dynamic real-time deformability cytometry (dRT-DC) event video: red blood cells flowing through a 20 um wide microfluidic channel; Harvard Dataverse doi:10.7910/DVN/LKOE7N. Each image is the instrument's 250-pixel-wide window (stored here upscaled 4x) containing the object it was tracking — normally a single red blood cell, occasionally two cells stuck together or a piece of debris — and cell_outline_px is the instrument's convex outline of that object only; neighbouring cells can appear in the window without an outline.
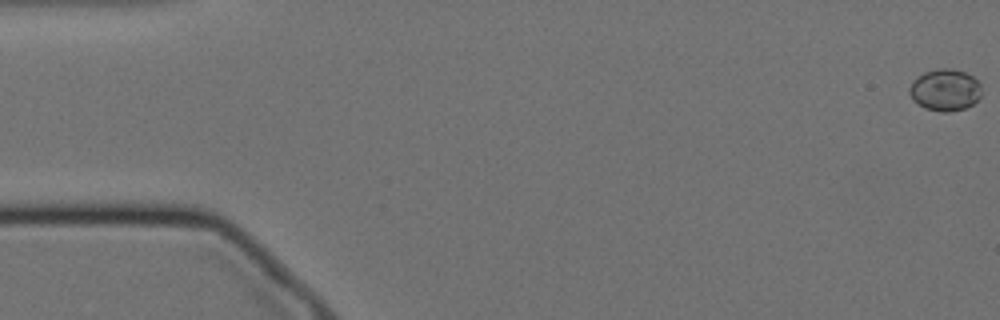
{"species": "Egyptian fruit bat (a non-hibernating species)", "species_latin": "Rousettus aegyptiacus", "temperature_condition": "cold", "stored_images_in_passage": 58, "camera_frame_rate_fps": 3000, "um_per_image_px": 0.085, "animal": {"sex": "female"}, "frame": {"image": 1, "passage_image": 1, "time_ms": 0.0, "image_size_px": [1000, 320], "cell_outline_px": [[980, 96], [972, 104], [964, 108], [948, 112], [940, 112], [924, 108], [912, 100], [908, 92], [908, 88], [912, 80], [916, 76], [924, 72], [940, 68], [952, 68], [964, 72], [972, 76], [980, 84]], "centroid_in_image_um": [80.27, 7.64], "position_along_channel_um": 4.7, "area_um2": 17.69}}
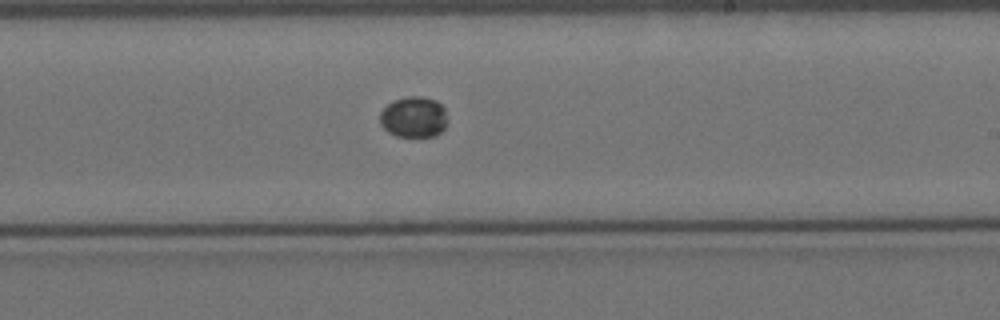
{"frame": {"image": 2, "passage_image": 34, "time_ms": 11.0, "image_size_px": [1000, 320], "cell_outline_px": [[448, 120], [444, 128], [436, 136], [396, 136], [388, 132], [380, 124], [380, 112], [392, 100], [408, 96], [420, 96], [436, 100], [444, 108]], "centroid_in_image_um": [35.17, 9.94], "position_along_channel_um": 253.8, "area_um2": 16.18}}
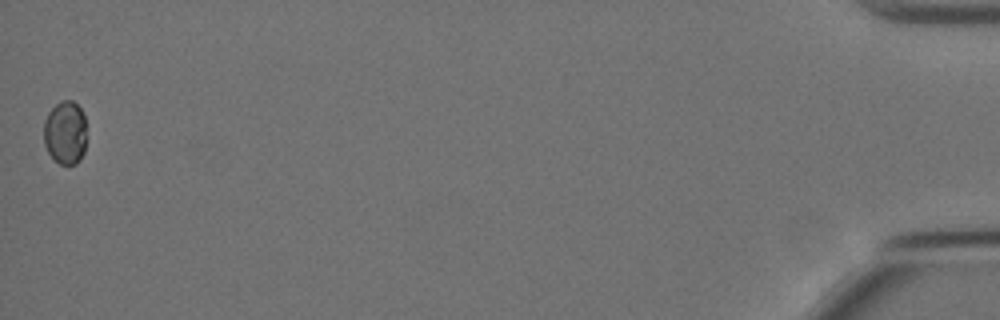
{"frame": {"image": 3, "passage_image": 58, "time_ms": 19.0, "image_size_px": [1000, 320], "cell_outline_px": [[84, 152], [80, 160], [76, 164], [60, 164], [48, 152], [44, 144], [44, 120], [48, 112], [60, 100], [72, 100], [80, 108], [84, 116]], "centroid_in_image_um": [5.52, 11.26], "position_along_channel_um": 429.7, "area_um2": 15.66}}